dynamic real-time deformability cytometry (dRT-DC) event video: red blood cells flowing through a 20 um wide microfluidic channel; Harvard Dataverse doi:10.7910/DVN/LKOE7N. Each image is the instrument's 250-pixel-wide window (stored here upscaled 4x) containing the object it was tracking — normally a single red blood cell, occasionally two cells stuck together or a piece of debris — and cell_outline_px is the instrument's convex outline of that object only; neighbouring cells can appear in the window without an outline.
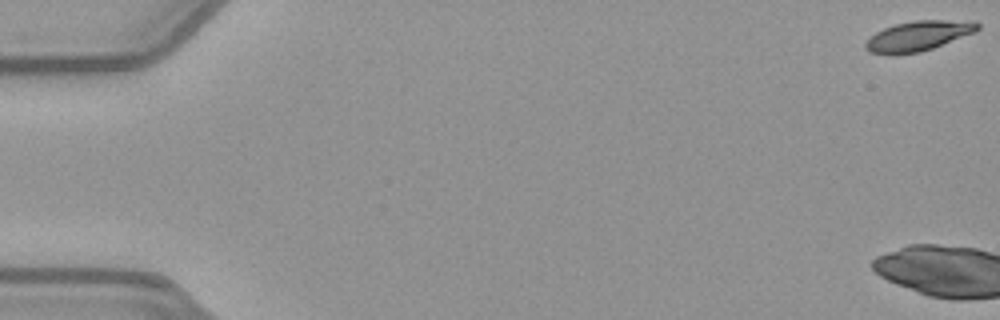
{"species": "common noctule bat (a hibernating species)", "species_latin": "Nyctalus noctula", "temperature_condition": "warm", "stored_images_in_passage": 7, "camera_frame_rate_fps": 3000, "um_per_image_px": 0.085, "animal": {"sex": "female", "body_mass_g": 21.9}, "frame": {"image": 1, "passage_image": 1, "time_ms": 0.0, "image_size_px": [1000, 320], "cell_outline_px": [[980, 28], [976, 32], [932, 48], [920, 52], [892, 56], [888, 56], [868, 52], [864, 48], [864, 44], [876, 32], [884, 28], [896, 24], [912, 20], [976, 20], [980, 24]], "centroid_in_image_um": [78.06, 3.06], "position_along_channel_um": 6.9, "area_um2": 20.0}}